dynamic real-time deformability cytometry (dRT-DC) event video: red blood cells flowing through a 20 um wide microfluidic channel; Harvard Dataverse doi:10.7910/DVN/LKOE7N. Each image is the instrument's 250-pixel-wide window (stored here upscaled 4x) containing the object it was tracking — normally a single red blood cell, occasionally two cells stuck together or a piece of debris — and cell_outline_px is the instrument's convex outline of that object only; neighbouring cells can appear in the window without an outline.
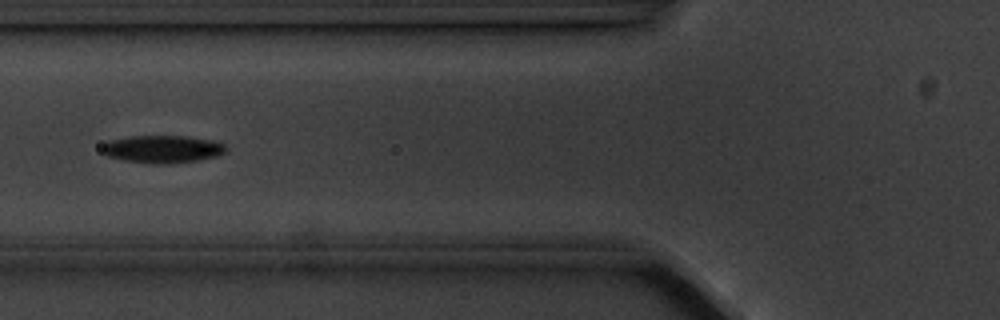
{"species": "common noctule bat (a hibernating species)", "species_latin": "Nyctalus noctula", "temperature_condition": "cold", "stored_images_in_passage": 13, "camera_frame_rate_fps": 3000, "um_per_image_px": 0.085, "animal": {"sex": "male", "body_mass_g": 20.1, "forearm_length_mm": 53.5}, "frame": {"image": 1, "passage_image": 6, "time_ms": 6.667, "image_size_px": [1000, 320], "cell_outline_px": [[228, 148], [224, 152], [216, 156], [196, 160], [168, 164], [152, 164], [124, 160], [108, 156], [100, 148], [108, 140], [128, 136], [188, 136], [212, 140], [224, 144]], "centroid_in_image_um": [13.8, 12.67], "position_along_channel_um": 112.0, "area_um2": 19.94}}
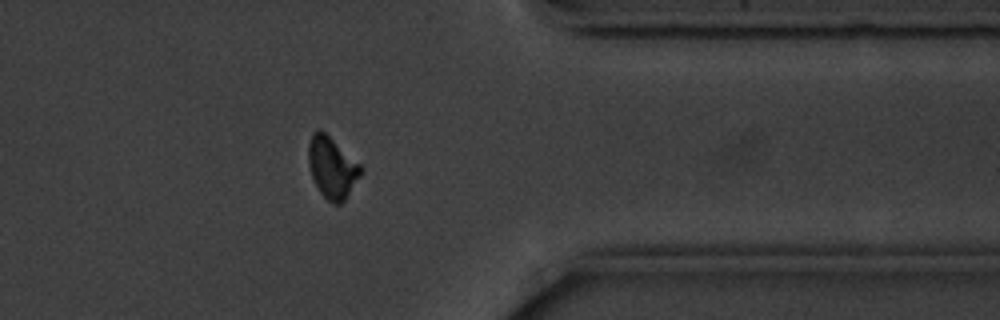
{"frame": {"image": 2, "passage_image": 13, "time_ms": 14.667, "image_size_px": [1000, 320], "cell_outline_px": [[364, 168], [360, 176], [344, 200], [340, 204], [332, 204], [320, 192], [312, 176], [308, 164], [308, 144], [312, 132], [320, 128], [360, 164]], "centroid_in_image_um": [28.21, 14.22], "position_along_channel_um": 383.2, "area_um2": 18.55}, "authors_computed_cell_mechanics": {"area_um2": 19.3052, "velocity_mm_per_s": 3.5367, "shape_relaxation_time_tau1_ms": 2.4068, "shape_relaxation_time_tau2_ms": null, "deformation_change_tau1": 0.0767, "deformation_change_tau2": null}}